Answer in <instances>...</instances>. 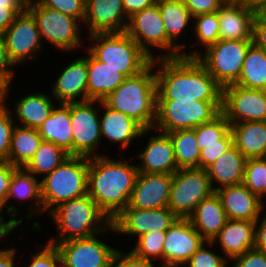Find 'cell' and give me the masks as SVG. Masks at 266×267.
Masks as SVG:
<instances>
[{
  "mask_svg": "<svg viewBox=\"0 0 266 267\" xmlns=\"http://www.w3.org/2000/svg\"><path fill=\"white\" fill-rule=\"evenodd\" d=\"M155 73L157 100L222 101V87L195 57L161 59Z\"/></svg>",
  "mask_w": 266,
  "mask_h": 267,
  "instance_id": "cell-1",
  "label": "cell"
},
{
  "mask_svg": "<svg viewBox=\"0 0 266 267\" xmlns=\"http://www.w3.org/2000/svg\"><path fill=\"white\" fill-rule=\"evenodd\" d=\"M137 175V166L95 153L89 158L87 194L113 220L129 204Z\"/></svg>",
  "mask_w": 266,
  "mask_h": 267,
  "instance_id": "cell-2",
  "label": "cell"
},
{
  "mask_svg": "<svg viewBox=\"0 0 266 267\" xmlns=\"http://www.w3.org/2000/svg\"><path fill=\"white\" fill-rule=\"evenodd\" d=\"M155 59L139 74L126 77L123 83L103 102L113 110L124 113L144 129H152L156 121L157 83L152 74Z\"/></svg>",
  "mask_w": 266,
  "mask_h": 267,
  "instance_id": "cell-3",
  "label": "cell"
},
{
  "mask_svg": "<svg viewBox=\"0 0 266 267\" xmlns=\"http://www.w3.org/2000/svg\"><path fill=\"white\" fill-rule=\"evenodd\" d=\"M50 213L59 228L60 239H51L48 243L88 238L99 231H106L107 225H111V220L88 194L62 203L54 209L52 208ZM100 220L105 221L106 227H96L95 223H101Z\"/></svg>",
  "mask_w": 266,
  "mask_h": 267,
  "instance_id": "cell-4",
  "label": "cell"
},
{
  "mask_svg": "<svg viewBox=\"0 0 266 267\" xmlns=\"http://www.w3.org/2000/svg\"><path fill=\"white\" fill-rule=\"evenodd\" d=\"M89 158L69 156L41 181L43 210L87 195Z\"/></svg>",
  "mask_w": 266,
  "mask_h": 267,
  "instance_id": "cell-5",
  "label": "cell"
},
{
  "mask_svg": "<svg viewBox=\"0 0 266 267\" xmlns=\"http://www.w3.org/2000/svg\"><path fill=\"white\" fill-rule=\"evenodd\" d=\"M90 36L96 45L88 51L125 77L139 74L152 62L126 31L95 33Z\"/></svg>",
  "mask_w": 266,
  "mask_h": 267,
  "instance_id": "cell-6",
  "label": "cell"
},
{
  "mask_svg": "<svg viewBox=\"0 0 266 267\" xmlns=\"http://www.w3.org/2000/svg\"><path fill=\"white\" fill-rule=\"evenodd\" d=\"M251 44L252 40H218L206 47L203 56L194 52L182 54V57H195L224 88L238 81Z\"/></svg>",
  "mask_w": 266,
  "mask_h": 267,
  "instance_id": "cell-7",
  "label": "cell"
},
{
  "mask_svg": "<svg viewBox=\"0 0 266 267\" xmlns=\"http://www.w3.org/2000/svg\"><path fill=\"white\" fill-rule=\"evenodd\" d=\"M222 101L157 100L156 126L160 132L194 129L221 113Z\"/></svg>",
  "mask_w": 266,
  "mask_h": 267,
  "instance_id": "cell-8",
  "label": "cell"
},
{
  "mask_svg": "<svg viewBox=\"0 0 266 267\" xmlns=\"http://www.w3.org/2000/svg\"><path fill=\"white\" fill-rule=\"evenodd\" d=\"M214 191L203 168L178 169L173 174L168 208L178 218H188L197 205Z\"/></svg>",
  "mask_w": 266,
  "mask_h": 267,
  "instance_id": "cell-9",
  "label": "cell"
},
{
  "mask_svg": "<svg viewBox=\"0 0 266 267\" xmlns=\"http://www.w3.org/2000/svg\"><path fill=\"white\" fill-rule=\"evenodd\" d=\"M126 33L152 60L156 58L152 55L151 51L148 50L149 45L161 49L163 48L164 50L166 48L168 51L170 50V52L167 55H163L162 58L181 57L183 54L180 53V51L181 48H184L185 44L174 45L175 43L167 37L157 2L153 6L138 11L129 17Z\"/></svg>",
  "mask_w": 266,
  "mask_h": 267,
  "instance_id": "cell-10",
  "label": "cell"
},
{
  "mask_svg": "<svg viewBox=\"0 0 266 267\" xmlns=\"http://www.w3.org/2000/svg\"><path fill=\"white\" fill-rule=\"evenodd\" d=\"M221 113L230 124L266 121V90L236 84L222 88Z\"/></svg>",
  "mask_w": 266,
  "mask_h": 267,
  "instance_id": "cell-11",
  "label": "cell"
},
{
  "mask_svg": "<svg viewBox=\"0 0 266 267\" xmlns=\"http://www.w3.org/2000/svg\"><path fill=\"white\" fill-rule=\"evenodd\" d=\"M27 10L36 20L40 38L45 37L61 50H71L80 45L78 19L46 8L40 2L27 7Z\"/></svg>",
  "mask_w": 266,
  "mask_h": 267,
  "instance_id": "cell-12",
  "label": "cell"
},
{
  "mask_svg": "<svg viewBox=\"0 0 266 267\" xmlns=\"http://www.w3.org/2000/svg\"><path fill=\"white\" fill-rule=\"evenodd\" d=\"M178 219L168 208L139 209L129 204L113 219L112 231L137 235L138 238L153 231H167Z\"/></svg>",
  "mask_w": 266,
  "mask_h": 267,
  "instance_id": "cell-13",
  "label": "cell"
},
{
  "mask_svg": "<svg viewBox=\"0 0 266 267\" xmlns=\"http://www.w3.org/2000/svg\"><path fill=\"white\" fill-rule=\"evenodd\" d=\"M97 100L70 103L73 156L90 158L101 139L100 119L93 103Z\"/></svg>",
  "mask_w": 266,
  "mask_h": 267,
  "instance_id": "cell-14",
  "label": "cell"
},
{
  "mask_svg": "<svg viewBox=\"0 0 266 267\" xmlns=\"http://www.w3.org/2000/svg\"><path fill=\"white\" fill-rule=\"evenodd\" d=\"M50 244L56 246L68 267H111L116 253V249L101 242L95 235Z\"/></svg>",
  "mask_w": 266,
  "mask_h": 267,
  "instance_id": "cell-15",
  "label": "cell"
},
{
  "mask_svg": "<svg viewBox=\"0 0 266 267\" xmlns=\"http://www.w3.org/2000/svg\"><path fill=\"white\" fill-rule=\"evenodd\" d=\"M205 241L188 218H178L166 231L161 267L183 266Z\"/></svg>",
  "mask_w": 266,
  "mask_h": 267,
  "instance_id": "cell-16",
  "label": "cell"
},
{
  "mask_svg": "<svg viewBox=\"0 0 266 267\" xmlns=\"http://www.w3.org/2000/svg\"><path fill=\"white\" fill-rule=\"evenodd\" d=\"M10 60L16 65L20 61L36 56L41 49V38L33 15L26 9L17 15L3 34ZM37 49V50H36Z\"/></svg>",
  "mask_w": 266,
  "mask_h": 267,
  "instance_id": "cell-17",
  "label": "cell"
},
{
  "mask_svg": "<svg viewBox=\"0 0 266 267\" xmlns=\"http://www.w3.org/2000/svg\"><path fill=\"white\" fill-rule=\"evenodd\" d=\"M173 175L138 173L129 205L139 209L167 207Z\"/></svg>",
  "mask_w": 266,
  "mask_h": 267,
  "instance_id": "cell-18",
  "label": "cell"
},
{
  "mask_svg": "<svg viewBox=\"0 0 266 267\" xmlns=\"http://www.w3.org/2000/svg\"><path fill=\"white\" fill-rule=\"evenodd\" d=\"M219 40H252L254 11L243 0H227L217 11Z\"/></svg>",
  "mask_w": 266,
  "mask_h": 267,
  "instance_id": "cell-19",
  "label": "cell"
},
{
  "mask_svg": "<svg viewBox=\"0 0 266 267\" xmlns=\"http://www.w3.org/2000/svg\"><path fill=\"white\" fill-rule=\"evenodd\" d=\"M228 219L257 221L263 209L262 200L243 183L215 187Z\"/></svg>",
  "mask_w": 266,
  "mask_h": 267,
  "instance_id": "cell-20",
  "label": "cell"
},
{
  "mask_svg": "<svg viewBox=\"0 0 266 267\" xmlns=\"http://www.w3.org/2000/svg\"><path fill=\"white\" fill-rule=\"evenodd\" d=\"M86 17L84 22L90 25V35L95 33L123 32L128 23L122 0H85Z\"/></svg>",
  "mask_w": 266,
  "mask_h": 267,
  "instance_id": "cell-21",
  "label": "cell"
},
{
  "mask_svg": "<svg viewBox=\"0 0 266 267\" xmlns=\"http://www.w3.org/2000/svg\"><path fill=\"white\" fill-rule=\"evenodd\" d=\"M138 156L143 160L142 166L137 165L138 173L173 175L178 170L173 144L167 133L151 137L146 149Z\"/></svg>",
  "mask_w": 266,
  "mask_h": 267,
  "instance_id": "cell-22",
  "label": "cell"
},
{
  "mask_svg": "<svg viewBox=\"0 0 266 267\" xmlns=\"http://www.w3.org/2000/svg\"><path fill=\"white\" fill-rule=\"evenodd\" d=\"M257 221L228 219L219 233L208 241L210 245L216 240L220 243L225 255L231 260L255 246V229Z\"/></svg>",
  "mask_w": 266,
  "mask_h": 267,
  "instance_id": "cell-23",
  "label": "cell"
},
{
  "mask_svg": "<svg viewBox=\"0 0 266 267\" xmlns=\"http://www.w3.org/2000/svg\"><path fill=\"white\" fill-rule=\"evenodd\" d=\"M88 68L87 57L72 61L55 82L53 96L59 103H76L87 101ZM82 94V99L76 98Z\"/></svg>",
  "mask_w": 266,
  "mask_h": 267,
  "instance_id": "cell-24",
  "label": "cell"
},
{
  "mask_svg": "<svg viewBox=\"0 0 266 267\" xmlns=\"http://www.w3.org/2000/svg\"><path fill=\"white\" fill-rule=\"evenodd\" d=\"M188 219L206 242L212 241L228 221L216 192L203 199Z\"/></svg>",
  "mask_w": 266,
  "mask_h": 267,
  "instance_id": "cell-25",
  "label": "cell"
},
{
  "mask_svg": "<svg viewBox=\"0 0 266 267\" xmlns=\"http://www.w3.org/2000/svg\"><path fill=\"white\" fill-rule=\"evenodd\" d=\"M87 57L88 80H87V101H103L110 93L118 88L125 76L97 60L89 51Z\"/></svg>",
  "mask_w": 266,
  "mask_h": 267,
  "instance_id": "cell-26",
  "label": "cell"
},
{
  "mask_svg": "<svg viewBox=\"0 0 266 267\" xmlns=\"http://www.w3.org/2000/svg\"><path fill=\"white\" fill-rule=\"evenodd\" d=\"M98 102L106 109L100 120L101 135L106 136L109 141L119 142L124 149L129 145L130 140L148 131L124 113L111 109L103 101L98 100Z\"/></svg>",
  "mask_w": 266,
  "mask_h": 267,
  "instance_id": "cell-27",
  "label": "cell"
},
{
  "mask_svg": "<svg viewBox=\"0 0 266 267\" xmlns=\"http://www.w3.org/2000/svg\"><path fill=\"white\" fill-rule=\"evenodd\" d=\"M233 144L247 158L266 157V121L230 124Z\"/></svg>",
  "mask_w": 266,
  "mask_h": 267,
  "instance_id": "cell-28",
  "label": "cell"
},
{
  "mask_svg": "<svg viewBox=\"0 0 266 267\" xmlns=\"http://www.w3.org/2000/svg\"><path fill=\"white\" fill-rule=\"evenodd\" d=\"M247 158L233 144L219 158L206 168L212 188L213 181L221 186L243 183Z\"/></svg>",
  "mask_w": 266,
  "mask_h": 267,
  "instance_id": "cell-29",
  "label": "cell"
},
{
  "mask_svg": "<svg viewBox=\"0 0 266 267\" xmlns=\"http://www.w3.org/2000/svg\"><path fill=\"white\" fill-rule=\"evenodd\" d=\"M50 116L38 128L43 141L52 142L73 156L70 103H59Z\"/></svg>",
  "mask_w": 266,
  "mask_h": 267,
  "instance_id": "cell-30",
  "label": "cell"
},
{
  "mask_svg": "<svg viewBox=\"0 0 266 267\" xmlns=\"http://www.w3.org/2000/svg\"><path fill=\"white\" fill-rule=\"evenodd\" d=\"M42 141L38 129L15 126L11 136L8 162L16 168H25Z\"/></svg>",
  "mask_w": 266,
  "mask_h": 267,
  "instance_id": "cell-31",
  "label": "cell"
},
{
  "mask_svg": "<svg viewBox=\"0 0 266 267\" xmlns=\"http://www.w3.org/2000/svg\"><path fill=\"white\" fill-rule=\"evenodd\" d=\"M236 85L266 90V52L253 43L247 50L242 71Z\"/></svg>",
  "mask_w": 266,
  "mask_h": 267,
  "instance_id": "cell-32",
  "label": "cell"
},
{
  "mask_svg": "<svg viewBox=\"0 0 266 267\" xmlns=\"http://www.w3.org/2000/svg\"><path fill=\"white\" fill-rule=\"evenodd\" d=\"M49 98L41 93L30 94L17 103L16 115L23 122V127L38 129L43 124L54 108Z\"/></svg>",
  "mask_w": 266,
  "mask_h": 267,
  "instance_id": "cell-33",
  "label": "cell"
},
{
  "mask_svg": "<svg viewBox=\"0 0 266 267\" xmlns=\"http://www.w3.org/2000/svg\"><path fill=\"white\" fill-rule=\"evenodd\" d=\"M167 134L173 144L178 169L199 168L200 149L195 130H174Z\"/></svg>",
  "mask_w": 266,
  "mask_h": 267,
  "instance_id": "cell-34",
  "label": "cell"
},
{
  "mask_svg": "<svg viewBox=\"0 0 266 267\" xmlns=\"http://www.w3.org/2000/svg\"><path fill=\"white\" fill-rule=\"evenodd\" d=\"M160 15L165 26L167 37L173 42L188 22L191 20V13L185 6L184 0H157Z\"/></svg>",
  "mask_w": 266,
  "mask_h": 267,
  "instance_id": "cell-35",
  "label": "cell"
},
{
  "mask_svg": "<svg viewBox=\"0 0 266 267\" xmlns=\"http://www.w3.org/2000/svg\"><path fill=\"white\" fill-rule=\"evenodd\" d=\"M11 197L21 199H34L38 209L35 211L44 212L41 197V181L38 182L34 174L28 172L25 168H17L10 180L7 201Z\"/></svg>",
  "mask_w": 266,
  "mask_h": 267,
  "instance_id": "cell-36",
  "label": "cell"
},
{
  "mask_svg": "<svg viewBox=\"0 0 266 267\" xmlns=\"http://www.w3.org/2000/svg\"><path fill=\"white\" fill-rule=\"evenodd\" d=\"M69 156V153L54 143L42 141L25 169L34 175L45 173L48 175Z\"/></svg>",
  "mask_w": 266,
  "mask_h": 267,
  "instance_id": "cell-37",
  "label": "cell"
},
{
  "mask_svg": "<svg viewBox=\"0 0 266 267\" xmlns=\"http://www.w3.org/2000/svg\"><path fill=\"white\" fill-rule=\"evenodd\" d=\"M243 184L260 199L266 194V157L247 159Z\"/></svg>",
  "mask_w": 266,
  "mask_h": 267,
  "instance_id": "cell-38",
  "label": "cell"
},
{
  "mask_svg": "<svg viewBox=\"0 0 266 267\" xmlns=\"http://www.w3.org/2000/svg\"><path fill=\"white\" fill-rule=\"evenodd\" d=\"M194 130L198 147L201 150V145L220 144V139L230 131V123L220 113L212 121L201 124Z\"/></svg>",
  "mask_w": 266,
  "mask_h": 267,
  "instance_id": "cell-39",
  "label": "cell"
},
{
  "mask_svg": "<svg viewBox=\"0 0 266 267\" xmlns=\"http://www.w3.org/2000/svg\"><path fill=\"white\" fill-rule=\"evenodd\" d=\"M166 231H153L138 238L137 245L131 252L139 257L150 260V258H161L163 261V248Z\"/></svg>",
  "mask_w": 266,
  "mask_h": 267,
  "instance_id": "cell-40",
  "label": "cell"
},
{
  "mask_svg": "<svg viewBox=\"0 0 266 267\" xmlns=\"http://www.w3.org/2000/svg\"><path fill=\"white\" fill-rule=\"evenodd\" d=\"M197 20L195 31L198 39L205 47L219 40V19L217 12L201 14L193 17Z\"/></svg>",
  "mask_w": 266,
  "mask_h": 267,
  "instance_id": "cell-41",
  "label": "cell"
},
{
  "mask_svg": "<svg viewBox=\"0 0 266 267\" xmlns=\"http://www.w3.org/2000/svg\"><path fill=\"white\" fill-rule=\"evenodd\" d=\"M40 2L44 7L57 10L65 15L85 21L86 6L85 0H35Z\"/></svg>",
  "mask_w": 266,
  "mask_h": 267,
  "instance_id": "cell-42",
  "label": "cell"
},
{
  "mask_svg": "<svg viewBox=\"0 0 266 267\" xmlns=\"http://www.w3.org/2000/svg\"><path fill=\"white\" fill-rule=\"evenodd\" d=\"M232 145L233 135L231 130L220 139V144L201 145L199 168L206 169Z\"/></svg>",
  "mask_w": 266,
  "mask_h": 267,
  "instance_id": "cell-43",
  "label": "cell"
},
{
  "mask_svg": "<svg viewBox=\"0 0 266 267\" xmlns=\"http://www.w3.org/2000/svg\"><path fill=\"white\" fill-rule=\"evenodd\" d=\"M13 125L8 109L0 108V162H8Z\"/></svg>",
  "mask_w": 266,
  "mask_h": 267,
  "instance_id": "cell-44",
  "label": "cell"
},
{
  "mask_svg": "<svg viewBox=\"0 0 266 267\" xmlns=\"http://www.w3.org/2000/svg\"><path fill=\"white\" fill-rule=\"evenodd\" d=\"M26 9L20 0H0V35H3L15 17Z\"/></svg>",
  "mask_w": 266,
  "mask_h": 267,
  "instance_id": "cell-45",
  "label": "cell"
},
{
  "mask_svg": "<svg viewBox=\"0 0 266 267\" xmlns=\"http://www.w3.org/2000/svg\"><path fill=\"white\" fill-rule=\"evenodd\" d=\"M204 244L190 257L188 267H227L226 258L204 248ZM226 265V266H225Z\"/></svg>",
  "mask_w": 266,
  "mask_h": 267,
  "instance_id": "cell-46",
  "label": "cell"
},
{
  "mask_svg": "<svg viewBox=\"0 0 266 267\" xmlns=\"http://www.w3.org/2000/svg\"><path fill=\"white\" fill-rule=\"evenodd\" d=\"M227 0H184L192 17L217 12Z\"/></svg>",
  "mask_w": 266,
  "mask_h": 267,
  "instance_id": "cell-47",
  "label": "cell"
},
{
  "mask_svg": "<svg viewBox=\"0 0 266 267\" xmlns=\"http://www.w3.org/2000/svg\"><path fill=\"white\" fill-rule=\"evenodd\" d=\"M234 267H266V253L255 248L234 257Z\"/></svg>",
  "mask_w": 266,
  "mask_h": 267,
  "instance_id": "cell-48",
  "label": "cell"
},
{
  "mask_svg": "<svg viewBox=\"0 0 266 267\" xmlns=\"http://www.w3.org/2000/svg\"><path fill=\"white\" fill-rule=\"evenodd\" d=\"M117 263V264H116ZM154 267L151 259H144L135 256L131 251L127 254L116 250L111 267Z\"/></svg>",
  "mask_w": 266,
  "mask_h": 267,
  "instance_id": "cell-49",
  "label": "cell"
},
{
  "mask_svg": "<svg viewBox=\"0 0 266 267\" xmlns=\"http://www.w3.org/2000/svg\"><path fill=\"white\" fill-rule=\"evenodd\" d=\"M16 169L17 168L9 162H0V206L2 208L7 203L10 180Z\"/></svg>",
  "mask_w": 266,
  "mask_h": 267,
  "instance_id": "cell-50",
  "label": "cell"
},
{
  "mask_svg": "<svg viewBox=\"0 0 266 267\" xmlns=\"http://www.w3.org/2000/svg\"><path fill=\"white\" fill-rule=\"evenodd\" d=\"M42 250V251H41ZM34 255L29 267H55L56 265V246L50 243Z\"/></svg>",
  "mask_w": 266,
  "mask_h": 267,
  "instance_id": "cell-51",
  "label": "cell"
},
{
  "mask_svg": "<svg viewBox=\"0 0 266 267\" xmlns=\"http://www.w3.org/2000/svg\"><path fill=\"white\" fill-rule=\"evenodd\" d=\"M11 66H14V63L9 58L4 36L0 35V74L9 82L13 76V72L10 70Z\"/></svg>",
  "mask_w": 266,
  "mask_h": 267,
  "instance_id": "cell-52",
  "label": "cell"
},
{
  "mask_svg": "<svg viewBox=\"0 0 266 267\" xmlns=\"http://www.w3.org/2000/svg\"><path fill=\"white\" fill-rule=\"evenodd\" d=\"M157 0H122L127 21L134 13L156 4Z\"/></svg>",
  "mask_w": 266,
  "mask_h": 267,
  "instance_id": "cell-53",
  "label": "cell"
},
{
  "mask_svg": "<svg viewBox=\"0 0 266 267\" xmlns=\"http://www.w3.org/2000/svg\"><path fill=\"white\" fill-rule=\"evenodd\" d=\"M252 43L266 52L265 22H253Z\"/></svg>",
  "mask_w": 266,
  "mask_h": 267,
  "instance_id": "cell-54",
  "label": "cell"
},
{
  "mask_svg": "<svg viewBox=\"0 0 266 267\" xmlns=\"http://www.w3.org/2000/svg\"><path fill=\"white\" fill-rule=\"evenodd\" d=\"M255 249L266 253V216L260 226L255 229Z\"/></svg>",
  "mask_w": 266,
  "mask_h": 267,
  "instance_id": "cell-55",
  "label": "cell"
},
{
  "mask_svg": "<svg viewBox=\"0 0 266 267\" xmlns=\"http://www.w3.org/2000/svg\"><path fill=\"white\" fill-rule=\"evenodd\" d=\"M2 210V207L0 206V211ZM22 223V219L16 220L11 219L9 221L4 222L3 216H0V237L7 236L9 232L15 229L19 224Z\"/></svg>",
  "mask_w": 266,
  "mask_h": 267,
  "instance_id": "cell-56",
  "label": "cell"
},
{
  "mask_svg": "<svg viewBox=\"0 0 266 267\" xmlns=\"http://www.w3.org/2000/svg\"><path fill=\"white\" fill-rule=\"evenodd\" d=\"M14 255L13 249H5L0 253V267H14Z\"/></svg>",
  "mask_w": 266,
  "mask_h": 267,
  "instance_id": "cell-57",
  "label": "cell"
},
{
  "mask_svg": "<svg viewBox=\"0 0 266 267\" xmlns=\"http://www.w3.org/2000/svg\"><path fill=\"white\" fill-rule=\"evenodd\" d=\"M254 22L266 23V0L259 2L254 8Z\"/></svg>",
  "mask_w": 266,
  "mask_h": 267,
  "instance_id": "cell-58",
  "label": "cell"
},
{
  "mask_svg": "<svg viewBox=\"0 0 266 267\" xmlns=\"http://www.w3.org/2000/svg\"><path fill=\"white\" fill-rule=\"evenodd\" d=\"M9 81L2 75L0 74V108H4L5 105L4 103V97L7 95L6 93L8 91V86H9Z\"/></svg>",
  "mask_w": 266,
  "mask_h": 267,
  "instance_id": "cell-59",
  "label": "cell"
},
{
  "mask_svg": "<svg viewBox=\"0 0 266 267\" xmlns=\"http://www.w3.org/2000/svg\"><path fill=\"white\" fill-rule=\"evenodd\" d=\"M57 264H60L59 267H68L67 264L60 257L59 251L56 248V265H55V267H57Z\"/></svg>",
  "mask_w": 266,
  "mask_h": 267,
  "instance_id": "cell-60",
  "label": "cell"
},
{
  "mask_svg": "<svg viewBox=\"0 0 266 267\" xmlns=\"http://www.w3.org/2000/svg\"><path fill=\"white\" fill-rule=\"evenodd\" d=\"M246 2L250 7L254 8L259 2L263 0H243Z\"/></svg>",
  "mask_w": 266,
  "mask_h": 267,
  "instance_id": "cell-61",
  "label": "cell"
},
{
  "mask_svg": "<svg viewBox=\"0 0 266 267\" xmlns=\"http://www.w3.org/2000/svg\"><path fill=\"white\" fill-rule=\"evenodd\" d=\"M20 1L26 8L37 3V2H33L32 0H20Z\"/></svg>",
  "mask_w": 266,
  "mask_h": 267,
  "instance_id": "cell-62",
  "label": "cell"
}]
</instances>
